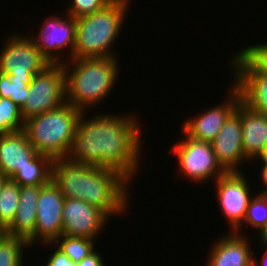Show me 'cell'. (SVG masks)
Masks as SVG:
<instances>
[{
  "mask_svg": "<svg viewBox=\"0 0 267 266\" xmlns=\"http://www.w3.org/2000/svg\"><path fill=\"white\" fill-rule=\"evenodd\" d=\"M6 179H7V178L3 177V176L0 174V194H1V190H2L3 182H4Z\"/></svg>",
  "mask_w": 267,
  "mask_h": 266,
  "instance_id": "36",
  "label": "cell"
},
{
  "mask_svg": "<svg viewBox=\"0 0 267 266\" xmlns=\"http://www.w3.org/2000/svg\"><path fill=\"white\" fill-rule=\"evenodd\" d=\"M112 0H70L66 14L77 19L102 10Z\"/></svg>",
  "mask_w": 267,
  "mask_h": 266,
  "instance_id": "28",
  "label": "cell"
},
{
  "mask_svg": "<svg viewBox=\"0 0 267 266\" xmlns=\"http://www.w3.org/2000/svg\"><path fill=\"white\" fill-rule=\"evenodd\" d=\"M6 234L5 229L0 225V239Z\"/></svg>",
  "mask_w": 267,
  "mask_h": 266,
  "instance_id": "37",
  "label": "cell"
},
{
  "mask_svg": "<svg viewBox=\"0 0 267 266\" xmlns=\"http://www.w3.org/2000/svg\"><path fill=\"white\" fill-rule=\"evenodd\" d=\"M244 223L257 232L267 224V195L257 193L251 198L243 225Z\"/></svg>",
  "mask_w": 267,
  "mask_h": 266,
  "instance_id": "26",
  "label": "cell"
},
{
  "mask_svg": "<svg viewBox=\"0 0 267 266\" xmlns=\"http://www.w3.org/2000/svg\"><path fill=\"white\" fill-rule=\"evenodd\" d=\"M260 179L262 184H263V188L257 192V193H260V194H264V195H267V166H262L260 167Z\"/></svg>",
  "mask_w": 267,
  "mask_h": 266,
  "instance_id": "32",
  "label": "cell"
},
{
  "mask_svg": "<svg viewBox=\"0 0 267 266\" xmlns=\"http://www.w3.org/2000/svg\"><path fill=\"white\" fill-rule=\"evenodd\" d=\"M53 252L47 257V262L42 266H78V264L72 262L70 258L58 250L55 246Z\"/></svg>",
  "mask_w": 267,
  "mask_h": 266,
  "instance_id": "30",
  "label": "cell"
},
{
  "mask_svg": "<svg viewBox=\"0 0 267 266\" xmlns=\"http://www.w3.org/2000/svg\"><path fill=\"white\" fill-rule=\"evenodd\" d=\"M130 0H112L102 10L76 20L72 59L117 58L112 47L129 13Z\"/></svg>",
  "mask_w": 267,
  "mask_h": 266,
  "instance_id": "3",
  "label": "cell"
},
{
  "mask_svg": "<svg viewBox=\"0 0 267 266\" xmlns=\"http://www.w3.org/2000/svg\"><path fill=\"white\" fill-rule=\"evenodd\" d=\"M255 255H253V266H267V251L265 250V252L262 255V258L260 260V262L258 261V259H255Z\"/></svg>",
  "mask_w": 267,
  "mask_h": 266,
  "instance_id": "34",
  "label": "cell"
},
{
  "mask_svg": "<svg viewBox=\"0 0 267 266\" xmlns=\"http://www.w3.org/2000/svg\"><path fill=\"white\" fill-rule=\"evenodd\" d=\"M36 154L23 130L0 134V174L3 177L10 179Z\"/></svg>",
  "mask_w": 267,
  "mask_h": 266,
  "instance_id": "20",
  "label": "cell"
},
{
  "mask_svg": "<svg viewBox=\"0 0 267 266\" xmlns=\"http://www.w3.org/2000/svg\"><path fill=\"white\" fill-rule=\"evenodd\" d=\"M87 114L89 112H82L78 119L66 158L117 170L133 183L144 147L139 117L131 112L120 115L97 113L90 118Z\"/></svg>",
  "mask_w": 267,
  "mask_h": 266,
  "instance_id": "1",
  "label": "cell"
},
{
  "mask_svg": "<svg viewBox=\"0 0 267 266\" xmlns=\"http://www.w3.org/2000/svg\"><path fill=\"white\" fill-rule=\"evenodd\" d=\"M235 112L241 117L243 153L254 162L267 146V116L250 109L242 101Z\"/></svg>",
  "mask_w": 267,
  "mask_h": 266,
  "instance_id": "17",
  "label": "cell"
},
{
  "mask_svg": "<svg viewBox=\"0 0 267 266\" xmlns=\"http://www.w3.org/2000/svg\"><path fill=\"white\" fill-rule=\"evenodd\" d=\"M0 49V72L9 74V80L29 85L35 74L50 65L28 34H11Z\"/></svg>",
  "mask_w": 267,
  "mask_h": 266,
  "instance_id": "7",
  "label": "cell"
},
{
  "mask_svg": "<svg viewBox=\"0 0 267 266\" xmlns=\"http://www.w3.org/2000/svg\"><path fill=\"white\" fill-rule=\"evenodd\" d=\"M257 160L261 162V166H267V146L264 148L262 153L255 159V161Z\"/></svg>",
  "mask_w": 267,
  "mask_h": 266,
  "instance_id": "35",
  "label": "cell"
},
{
  "mask_svg": "<svg viewBox=\"0 0 267 266\" xmlns=\"http://www.w3.org/2000/svg\"><path fill=\"white\" fill-rule=\"evenodd\" d=\"M65 15V16H64ZM63 17L52 14L43 22L37 35H30L35 46L50 64H62L61 60L65 50L70 54L66 61L71 60L75 46L76 20L72 16L64 14ZM38 36V37H37ZM67 48V49H65ZM64 50V52H63ZM62 53V54H61ZM61 56V57H60Z\"/></svg>",
  "mask_w": 267,
  "mask_h": 266,
  "instance_id": "10",
  "label": "cell"
},
{
  "mask_svg": "<svg viewBox=\"0 0 267 266\" xmlns=\"http://www.w3.org/2000/svg\"><path fill=\"white\" fill-rule=\"evenodd\" d=\"M64 196L50 180L41 186L36 209L34 246L36 243H53L63 234L62 211Z\"/></svg>",
  "mask_w": 267,
  "mask_h": 266,
  "instance_id": "13",
  "label": "cell"
},
{
  "mask_svg": "<svg viewBox=\"0 0 267 266\" xmlns=\"http://www.w3.org/2000/svg\"><path fill=\"white\" fill-rule=\"evenodd\" d=\"M51 180L64 198L86 202L88 165L59 158L53 161Z\"/></svg>",
  "mask_w": 267,
  "mask_h": 266,
  "instance_id": "18",
  "label": "cell"
},
{
  "mask_svg": "<svg viewBox=\"0 0 267 266\" xmlns=\"http://www.w3.org/2000/svg\"><path fill=\"white\" fill-rule=\"evenodd\" d=\"M217 161L226 172H241L249 162L243 153L241 117L234 111L211 141Z\"/></svg>",
  "mask_w": 267,
  "mask_h": 266,
  "instance_id": "15",
  "label": "cell"
},
{
  "mask_svg": "<svg viewBox=\"0 0 267 266\" xmlns=\"http://www.w3.org/2000/svg\"><path fill=\"white\" fill-rule=\"evenodd\" d=\"M53 161L50 156L37 153L27 165L18 168L10 179L20 186L45 185L51 180Z\"/></svg>",
  "mask_w": 267,
  "mask_h": 266,
  "instance_id": "21",
  "label": "cell"
},
{
  "mask_svg": "<svg viewBox=\"0 0 267 266\" xmlns=\"http://www.w3.org/2000/svg\"><path fill=\"white\" fill-rule=\"evenodd\" d=\"M29 94L28 84L22 80H9V74L0 72V97L11 99L20 108Z\"/></svg>",
  "mask_w": 267,
  "mask_h": 266,
  "instance_id": "27",
  "label": "cell"
},
{
  "mask_svg": "<svg viewBox=\"0 0 267 266\" xmlns=\"http://www.w3.org/2000/svg\"><path fill=\"white\" fill-rule=\"evenodd\" d=\"M182 133L183 139L173 142L170 147V153L177 157V172L182 177L192 183H204L212 179L214 182L226 173L216 159L211 142L189 137L181 129Z\"/></svg>",
  "mask_w": 267,
  "mask_h": 266,
  "instance_id": "6",
  "label": "cell"
},
{
  "mask_svg": "<svg viewBox=\"0 0 267 266\" xmlns=\"http://www.w3.org/2000/svg\"><path fill=\"white\" fill-rule=\"evenodd\" d=\"M111 218L98 207L80 199L65 198L62 211L63 234L98 240Z\"/></svg>",
  "mask_w": 267,
  "mask_h": 266,
  "instance_id": "12",
  "label": "cell"
},
{
  "mask_svg": "<svg viewBox=\"0 0 267 266\" xmlns=\"http://www.w3.org/2000/svg\"><path fill=\"white\" fill-rule=\"evenodd\" d=\"M241 172H226L214 181L215 196L230 232L242 234L248 204L253 197L249 181ZM251 193V194H250Z\"/></svg>",
  "mask_w": 267,
  "mask_h": 266,
  "instance_id": "9",
  "label": "cell"
},
{
  "mask_svg": "<svg viewBox=\"0 0 267 266\" xmlns=\"http://www.w3.org/2000/svg\"><path fill=\"white\" fill-rule=\"evenodd\" d=\"M101 253L98 250H94L88 256L83 258L79 263L78 266H106L103 260V256L100 255Z\"/></svg>",
  "mask_w": 267,
  "mask_h": 266,
  "instance_id": "31",
  "label": "cell"
},
{
  "mask_svg": "<svg viewBox=\"0 0 267 266\" xmlns=\"http://www.w3.org/2000/svg\"><path fill=\"white\" fill-rule=\"evenodd\" d=\"M228 233L220 236V239H216V242L210 246L205 266H253L254 250L249 243L251 239L245 236V232Z\"/></svg>",
  "mask_w": 267,
  "mask_h": 266,
  "instance_id": "16",
  "label": "cell"
},
{
  "mask_svg": "<svg viewBox=\"0 0 267 266\" xmlns=\"http://www.w3.org/2000/svg\"><path fill=\"white\" fill-rule=\"evenodd\" d=\"M41 245L44 247L51 246L52 248L56 246V248L67 255L72 262L78 264L83 258L96 249V240L62 234L53 243H44Z\"/></svg>",
  "mask_w": 267,
  "mask_h": 266,
  "instance_id": "22",
  "label": "cell"
},
{
  "mask_svg": "<svg viewBox=\"0 0 267 266\" xmlns=\"http://www.w3.org/2000/svg\"><path fill=\"white\" fill-rule=\"evenodd\" d=\"M25 248L31 249L27 241L5 234L0 239V266H23Z\"/></svg>",
  "mask_w": 267,
  "mask_h": 266,
  "instance_id": "24",
  "label": "cell"
},
{
  "mask_svg": "<svg viewBox=\"0 0 267 266\" xmlns=\"http://www.w3.org/2000/svg\"><path fill=\"white\" fill-rule=\"evenodd\" d=\"M41 186L43 185L20 186L16 215L5 229L6 235L24 239L31 249L34 246L36 209Z\"/></svg>",
  "mask_w": 267,
  "mask_h": 266,
  "instance_id": "19",
  "label": "cell"
},
{
  "mask_svg": "<svg viewBox=\"0 0 267 266\" xmlns=\"http://www.w3.org/2000/svg\"><path fill=\"white\" fill-rule=\"evenodd\" d=\"M257 236L260 243L259 247L267 249V224L257 232Z\"/></svg>",
  "mask_w": 267,
  "mask_h": 266,
  "instance_id": "33",
  "label": "cell"
},
{
  "mask_svg": "<svg viewBox=\"0 0 267 266\" xmlns=\"http://www.w3.org/2000/svg\"><path fill=\"white\" fill-rule=\"evenodd\" d=\"M29 94L20 108L24 121L66 103L65 72L62 64H50L33 76Z\"/></svg>",
  "mask_w": 267,
  "mask_h": 266,
  "instance_id": "8",
  "label": "cell"
},
{
  "mask_svg": "<svg viewBox=\"0 0 267 266\" xmlns=\"http://www.w3.org/2000/svg\"><path fill=\"white\" fill-rule=\"evenodd\" d=\"M130 183L117 170L88 165L86 202L98 207L110 218L127 213Z\"/></svg>",
  "mask_w": 267,
  "mask_h": 266,
  "instance_id": "5",
  "label": "cell"
},
{
  "mask_svg": "<svg viewBox=\"0 0 267 266\" xmlns=\"http://www.w3.org/2000/svg\"><path fill=\"white\" fill-rule=\"evenodd\" d=\"M23 125L20 107L11 99L0 97V134L22 131Z\"/></svg>",
  "mask_w": 267,
  "mask_h": 266,
  "instance_id": "25",
  "label": "cell"
},
{
  "mask_svg": "<svg viewBox=\"0 0 267 266\" xmlns=\"http://www.w3.org/2000/svg\"><path fill=\"white\" fill-rule=\"evenodd\" d=\"M241 50L263 71L267 72V42L241 47Z\"/></svg>",
  "mask_w": 267,
  "mask_h": 266,
  "instance_id": "29",
  "label": "cell"
},
{
  "mask_svg": "<svg viewBox=\"0 0 267 266\" xmlns=\"http://www.w3.org/2000/svg\"><path fill=\"white\" fill-rule=\"evenodd\" d=\"M81 114L80 110L66 102L51 111L26 119L23 131L37 153L50 156L53 160L66 158Z\"/></svg>",
  "mask_w": 267,
  "mask_h": 266,
  "instance_id": "4",
  "label": "cell"
},
{
  "mask_svg": "<svg viewBox=\"0 0 267 266\" xmlns=\"http://www.w3.org/2000/svg\"><path fill=\"white\" fill-rule=\"evenodd\" d=\"M231 57L232 84L240 91L241 101L250 109L267 116V72L261 70L242 50ZM234 81V82H233Z\"/></svg>",
  "mask_w": 267,
  "mask_h": 266,
  "instance_id": "11",
  "label": "cell"
},
{
  "mask_svg": "<svg viewBox=\"0 0 267 266\" xmlns=\"http://www.w3.org/2000/svg\"><path fill=\"white\" fill-rule=\"evenodd\" d=\"M118 60L119 58H79L62 63L66 102L81 112L102 104L119 79Z\"/></svg>",
  "mask_w": 267,
  "mask_h": 266,
  "instance_id": "2",
  "label": "cell"
},
{
  "mask_svg": "<svg viewBox=\"0 0 267 266\" xmlns=\"http://www.w3.org/2000/svg\"><path fill=\"white\" fill-rule=\"evenodd\" d=\"M20 195V185L7 178L0 194V225L6 229L13 221Z\"/></svg>",
  "mask_w": 267,
  "mask_h": 266,
  "instance_id": "23",
  "label": "cell"
},
{
  "mask_svg": "<svg viewBox=\"0 0 267 266\" xmlns=\"http://www.w3.org/2000/svg\"><path fill=\"white\" fill-rule=\"evenodd\" d=\"M226 95L227 100L214 107H208L206 111L197 114L195 117H188L182 124V130L192 138L211 142L227 118L235 111L241 101L240 91L230 83ZM230 93V94H229Z\"/></svg>",
  "mask_w": 267,
  "mask_h": 266,
  "instance_id": "14",
  "label": "cell"
}]
</instances>
